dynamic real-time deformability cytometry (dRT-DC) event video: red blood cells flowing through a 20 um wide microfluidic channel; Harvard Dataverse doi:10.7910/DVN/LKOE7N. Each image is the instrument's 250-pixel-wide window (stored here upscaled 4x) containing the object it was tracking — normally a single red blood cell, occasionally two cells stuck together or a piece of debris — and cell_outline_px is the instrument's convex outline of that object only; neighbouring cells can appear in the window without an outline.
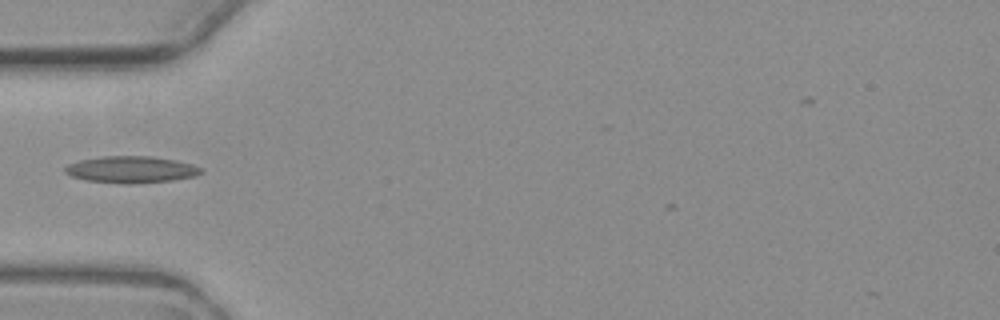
{"species": "common noctule bat (a hibernating species)", "species_latin": "Nyctalus noctula", "temperature_condition": "warm", "stored_images_in_passage": 3, "camera_frame_rate_fps": 3000, "um_per_image_px": 0.085, "animal": {"sex": "female", "body_mass_g": 19.3, "forearm_length_mm": 54.1}, "frame": {"image": 1, "passage_image": 1, "time_ms": 0.0, "image_size_px": [1000, 320], "cell_outline_px": [[204, 172], [196, 176], [172, 180], [132, 184], [120, 184], [84, 180], [72, 176], [64, 172], [64, 168], [68, 164], [80, 160], [100, 156], [152, 156], [176, 160], [192, 164], [204, 168]], "centroid_in_image_um": [11.17, 14.41], "position_along_channel_um": 73.8, "area_um2": 21.5}}
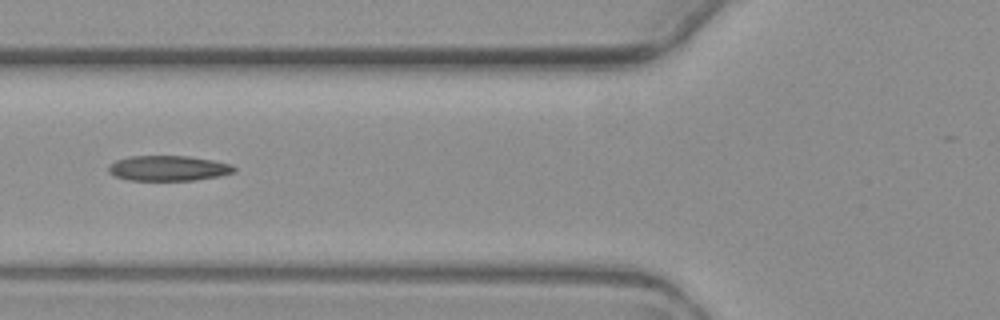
{"frame": {"image": 2, "passage_image": 2, "time_ms": 1.0, "image_size_px": [1000, 320], "cell_outline_px": [[236, 172], [220, 176], [196, 180], [128, 180], [116, 176], [108, 172], [108, 164], [116, 160], [132, 156], [188, 156], [212, 160], [232, 164], [236, 168]], "centroid_in_image_um": [14.33, 14.3], "position_along_channel_um": 111.5, "area_um2": 18.55}}
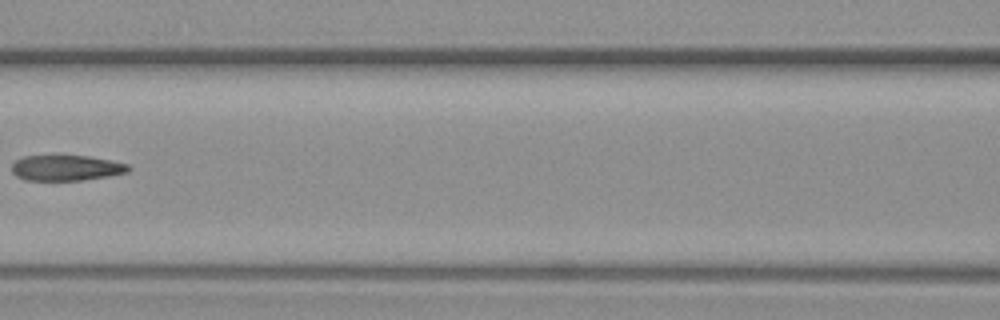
{"frame": {"image": 3, "passage_image": 3, "time_ms": 2.333, "image_size_px": [1000, 320], "cell_outline_px": [[132, 168], [128, 172], [108, 176], [84, 180], [24, 180], [16, 176], [12, 172], [12, 164], [16, 160], [24, 156], [88, 156], [112, 160], [128, 164]], "centroid_in_image_um": [5.65, 14.27], "position_along_channel_um": 161.0, "area_um2": 17.4}}